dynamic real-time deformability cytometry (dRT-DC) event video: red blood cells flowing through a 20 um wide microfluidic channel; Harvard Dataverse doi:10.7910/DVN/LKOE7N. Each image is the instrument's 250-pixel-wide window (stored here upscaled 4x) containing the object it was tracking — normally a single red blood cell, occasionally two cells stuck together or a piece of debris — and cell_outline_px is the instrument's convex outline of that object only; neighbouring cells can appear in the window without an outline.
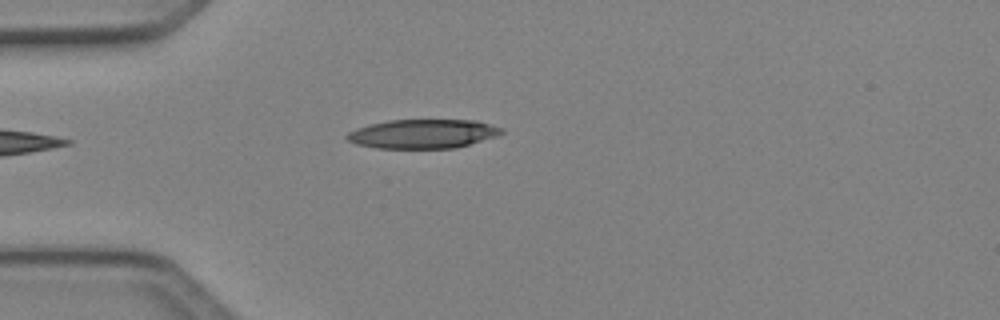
{"species": "Egyptian fruit bat (a non-hibernating species)", "species_latin": "Rousettus aegyptiacus", "temperature_condition": "cold", "stored_images_in_passage": 4, "camera_frame_rate_fps": 3000, "um_per_image_px": 0.085, "animal": {"sex": "female"}, "frame": {"image": 1, "passage_image": 3, "time_ms": 0.667, "image_size_px": [1000, 320], "cell_outline_px": [[504, 132], [500, 136], [456, 148], [376, 148], [356, 144], [348, 140], [344, 136], [348, 132], [356, 128], [368, 124], [388, 120], [476, 120], [504, 128]], "centroid_in_image_um": [35.98, 11.37], "position_along_channel_um": 49.0, "area_um2": 26.53}}